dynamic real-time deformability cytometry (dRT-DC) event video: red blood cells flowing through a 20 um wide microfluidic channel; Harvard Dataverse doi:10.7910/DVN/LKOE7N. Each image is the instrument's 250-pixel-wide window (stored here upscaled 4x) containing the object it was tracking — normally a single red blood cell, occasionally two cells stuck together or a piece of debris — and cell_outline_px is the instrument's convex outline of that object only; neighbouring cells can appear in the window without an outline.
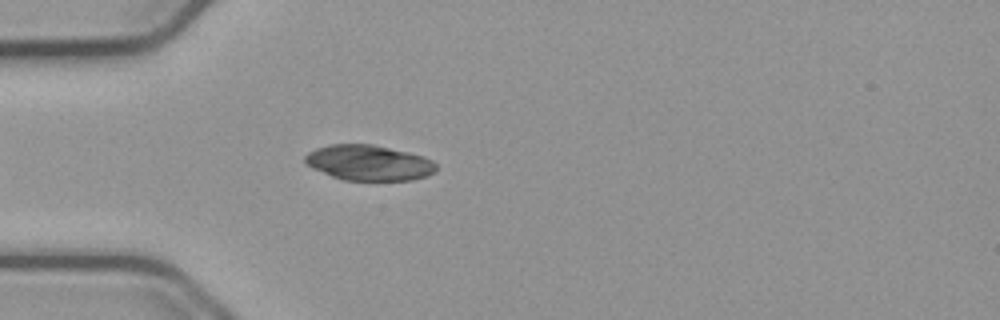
{"species": "common noctule bat (a hibernating species)", "species_latin": "Nyctalus noctula", "temperature_condition": "cold", "stored_images_in_passage": 49, "camera_frame_rate_fps": 3000, "um_per_image_px": 0.085, "animal": {"sex": "male", "body_mass_g": 23.1, "forearm_length_mm": 52.7}, "frame": {"image": 1, "passage_image": 11, "time_ms": 3.333, "image_size_px": [1000, 320], "cell_outline_px": [[436, 172], [428, 176], [412, 180], [344, 180], [332, 176], [312, 168], [304, 160], [304, 156], [308, 152], [316, 148], [328, 144], [372, 144], [408, 152], [424, 156], [432, 160], [436, 164]], "centroid_in_image_um": [31.37, 13.83], "position_along_channel_um": 53.6, "area_um2": 27.17}}
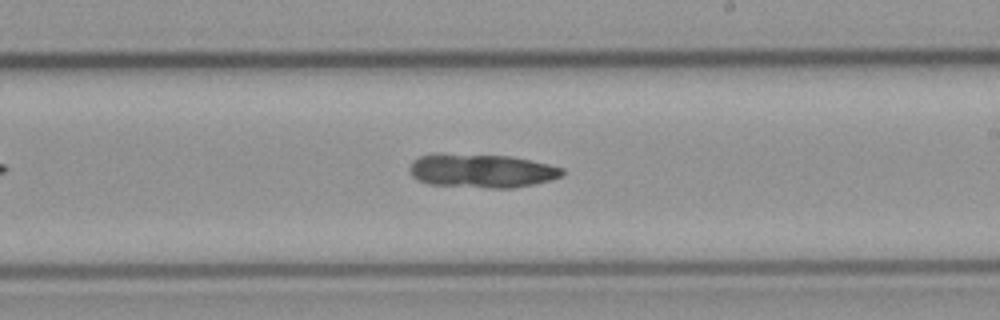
{"frame": {"image": 2, "passage_image": 27, "time_ms": 8.667, "image_size_px": [1000, 320], "cell_outline_px": [[564, 176], [532, 184], [512, 188], [492, 188], [428, 184], [412, 176], [408, 168], [412, 160], [420, 156], [512, 156], [548, 164], [564, 168]], "centroid_in_image_um": [41.0, 14.55], "position_along_channel_um": 248.0, "area_um2": 29.07}}
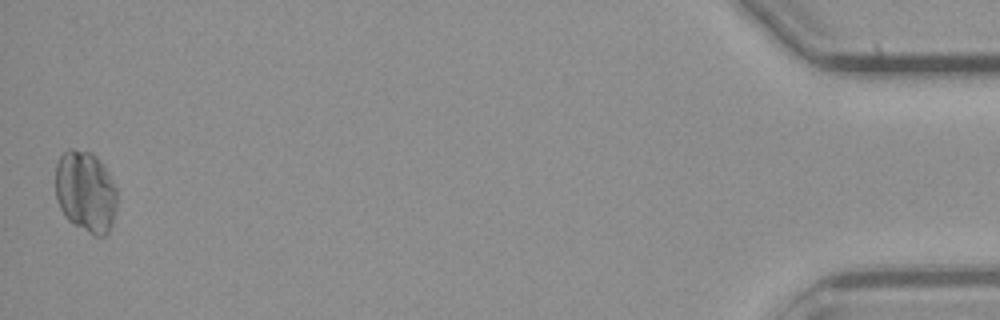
{"frame": {"image": 3, "passage_image": 49, "time_ms": 16.0, "image_size_px": [1000, 320], "cell_outline_px": [[116, 208], [112, 224], [108, 232], [104, 236], [96, 236], [88, 232], [68, 220], [60, 208], [56, 200], [56, 164], [60, 156], [68, 148], [72, 148], [92, 152], [104, 164], [116, 188]], "centroid_in_image_um": [7.28, 16.26], "position_along_channel_um": 427.9, "area_um2": 29.36}}